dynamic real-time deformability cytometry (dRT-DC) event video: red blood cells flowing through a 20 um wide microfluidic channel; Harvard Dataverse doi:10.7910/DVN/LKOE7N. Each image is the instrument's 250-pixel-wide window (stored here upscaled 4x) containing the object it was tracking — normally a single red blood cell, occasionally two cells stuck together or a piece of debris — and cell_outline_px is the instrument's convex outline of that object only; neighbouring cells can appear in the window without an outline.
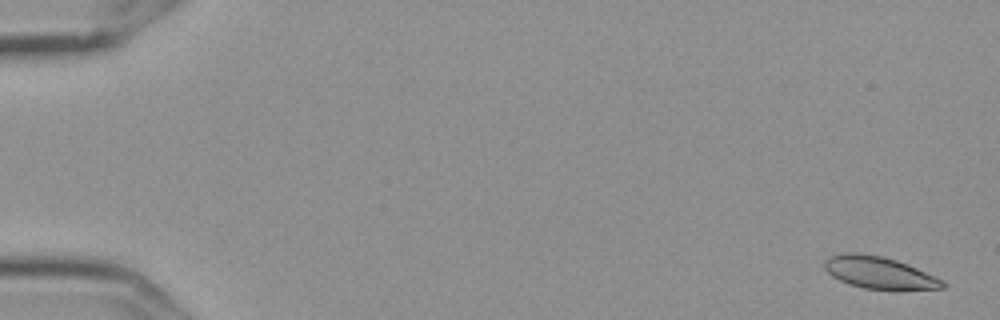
{"species": "Egyptian fruit bat (a non-hibernating species)", "species_latin": "Rousettus aegyptiacus", "temperature_condition": "cold", "stored_images_in_passage": 5, "camera_frame_rate_fps": 3000, "um_per_image_px": 0.085, "frame": {"image": 1, "passage_image": 1, "time_ms": 0.0, "image_size_px": [1000, 320], "cell_outline_px": [[948, 284], [944, 288], [896, 292], [864, 288], [848, 284], [832, 276], [824, 268], [824, 260], [832, 256], [844, 252], [860, 252], [880, 256], [896, 260], [916, 268], [944, 280]], "centroid_in_image_um": [74.79, 23.22], "position_along_channel_um": 10.2, "area_um2": 22.72}}
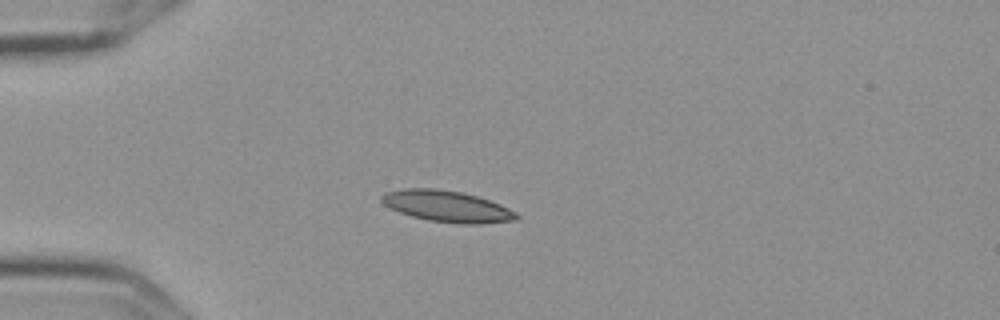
{"frame": {"image": 2, "passage_image": 5, "time_ms": 1.333, "image_size_px": [1000, 320], "cell_outline_px": [[520, 216], [516, 220], [480, 224], [460, 224], [428, 220], [412, 216], [400, 212], [384, 204], [380, 200], [380, 196], [384, 192], [404, 188], [436, 188], [464, 192], [500, 204], [516, 212]], "centroid_in_image_um": [37.99, 17.53], "position_along_channel_um": 47.0, "area_um2": 24.68}}